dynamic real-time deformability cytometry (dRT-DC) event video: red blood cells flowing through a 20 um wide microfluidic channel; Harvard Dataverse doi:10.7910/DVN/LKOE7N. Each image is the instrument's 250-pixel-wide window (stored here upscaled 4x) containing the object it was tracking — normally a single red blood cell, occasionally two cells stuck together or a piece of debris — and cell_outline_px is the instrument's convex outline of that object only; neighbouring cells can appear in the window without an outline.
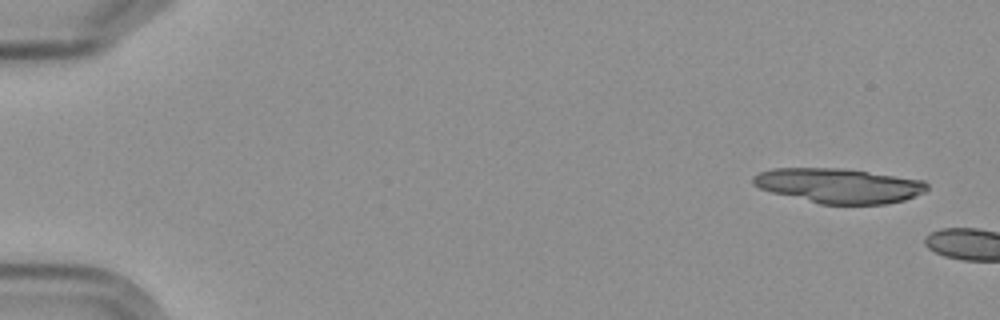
{"species": "Egyptian fruit bat (a non-hibernating species)", "species_latin": "Rousettus aegyptiacus", "temperature_condition": "cold", "stored_images_in_passage": 2, "camera_frame_rate_fps": 3000, "um_per_image_px": 0.085, "frame": {"image": 1, "passage_image": 1, "time_ms": 0.0, "image_size_px": [1000, 320], "cell_outline_px": [[928, 188], [924, 192], [904, 200], [884, 204], [820, 204], [772, 192], [760, 188], [752, 184], [752, 176], [760, 172], [772, 168], [840, 168], [924, 180], [928, 184]], "centroid_in_image_um": [71.28, 15.78], "position_along_channel_um": 13.7, "area_um2": 35.03}}